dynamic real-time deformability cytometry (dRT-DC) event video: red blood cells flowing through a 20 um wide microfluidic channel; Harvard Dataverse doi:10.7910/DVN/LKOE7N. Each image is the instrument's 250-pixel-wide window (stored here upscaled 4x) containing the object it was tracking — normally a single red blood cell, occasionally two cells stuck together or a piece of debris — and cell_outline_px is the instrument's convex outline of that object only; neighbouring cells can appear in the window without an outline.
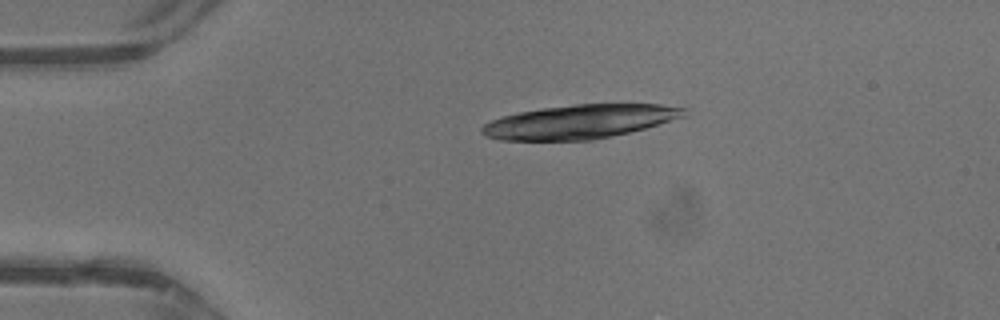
{"species": "common noctule bat (a hibernating species)", "species_latin": "Nyctalus noctula", "temperature_condition": "warm", "stored_images_in_passage": 6, "camera_frame_rate_fps": 3000, "um_per_image_px": 0.085, "animal": {"sex": "male", "body_mass_g": 13.3}, "frame": {"image": 1, "passage_image": 1, "time_ms": 0.0, "image_size_px": [1000, 320], "cell_outline_px": [[688, 116], [644, 128], [628, 132], [592, 140], [500, 140], [484, 136], [480, 132], [480, 128], [484, 124], [500, 116], [520, 112], [544, 108], [576, 104], [660, 104], [688, 108]], "centroid_in_image_um": [49.29, 10.34], "position_along_channel_um": 35.7, "area_um2": 39.94}}